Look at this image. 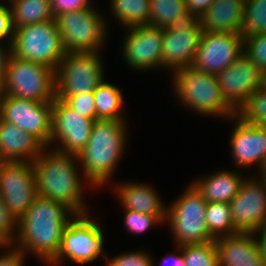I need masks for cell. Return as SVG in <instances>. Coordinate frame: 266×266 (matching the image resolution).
<instances>
[{
    "instance_id": "31",
    "label": "cell",
    "mask_w": 266,
    "mask_h": 266,
    "mask_svg": "<svg viewBox=\"0 0 266 266\" xmlns=\"http://www.w3.org/2000/svg\"><path fill=\"white\" fill-rule=\"evenodd\" d=\"M236 115L245 123L266 126V88L260 87L252 93Z\"/></svg>"
},
{
    "instance_id": "36",
    "label": "cell",
    "mask_w": 266,
    "mask_h": 266,
    "mask_svg": "<svg viewBox=\"0 0 266 266\" xmlns=\"http://www.w3.org/2000/svg\"><path fill=\"white\" fill-rule=\"evenodd\" d=\"M149 253L144 250H134L123 252L114 257H106V266H154V260ZM109 260V261H108Z\"/></svg>"
},
{
    "instance_id": "8",
    "label": "cell",
    "mask_w": 266,
    "mask_h": 266,
    "mask_svg": "<svg viewBox=\"0 0 266 266\" xmlns=\"http://www.w3.org/2000/svg\"><path fill=\"white\" fill-rule=\"evenodd\" d=\"M93 6L55 18L66 53L102 51L109 24Z\"/></svg>"
},
{
    "instance_id": "45",
    "label": "cell",
    "mask_w": 266,
    "mask_h": 266,
    "mask_svg": "<svg viewBox=\"0 0 266 266\" xmlns=\"http://www.w3.org/2000/svg\"><path fill=\"white\" fill-rule=\"evenodd\" d=\"M260 169V170H259ZM258 174L260 177H257L266 187V164H263L260 168H258Z\"/></svg>"
},
{
    "instance_id": "6",
    "label": "cell",
    "mask_w": 266,
    "mask_h": 266,
    "mask_svg": "<svg viewBox=\"0 0 266 266\" xmlns=\"http://www.w3.org/2000/svg\"><path fill=\"white\" fill-rule=\"evenodd\" d=\"M207 202L193 183L171 205L167 206L166 221L174 243L178 246L210 242L215 238L206 223Z\"/></svg>"
},
{
    "instance_id": "28",
    "label": "cell",
    "mask_w": 266,
    "mask_h": 266,
    "mask_svg": "<svg viewBox=\"0 0 266 266\" xmlns=\"http://www.w3.org/2000/svg\"><path fill=\"white\" fill-rule=\"evenodd\" d=\"M111 14L122 27L149 24L150 0H111Z\"/></svg>"
},
{
    "instance_id": "5",
    "label": "cell",
    "mask_w": 266,
    "mask_h": 266,
    "mask_svg": "<svg viewBox=\"0 0 266 266\" xmlns=\"http://www.w3.org/2000/svg\"><path fill=\"white\" fill-rule=\"evenodd\" d=\"M55 77V70L52 67L21 59L12 54L0 83V95H12L38 102H53L56 98Z\"/></svg>"
},
{
    "instance_id": "23",
    "label": "cell",
    "mask_w": 266,
    "mask_h": 266,
    "mask_svg": "<svg viewBox=\"0 0 266 266\" xmlns=\"http://www.w3.org/2000/svg\"><path fill=\"white\" fill-rule=\"evenodd\" d=\"M245 0H214L199 19L204 32L241 33Z\"/></svg>"
},
{
    "instance_id": "9",
    "label": "cell",
    "mask_w": 266,
    "mask_h": 266,
    "mask_svg": "<svg viewBox=\"0 0 266 266\" xmlns=\"http://www.w3.org/2000/svg\"><path fill=\"white\" fill-rule=\"evenodd\" d=\"M65 53L56 20L14 29L12 54L18 58L45 64L56 71Z\"/></svg>"
},
{
    "instance_id": "11",
    "label": "cell",
    "mask_w": 266,
    "mask_h": 266,
    "mask_svg": "<svg viewBox=\"0 0 266 266\" xmlns=\"http://www.w3.org/2000/svg\"><path fill=\"white\" fill-rule=\"evenodd\" d=\"M52 103L0 95V119L31 134L50 149Z\"/></svg>"
},
{
    "instance_id": "25",
    "label": "cell",
    "mask_w": 266,
    "mask_h": 266,
    "mask_svg": "<svg viewBox=\"0 0 266 266\" xmlns=\"http://www.w3.org/2000/svg\"><path fill=\"white\" fill-rule=\"evenodd\" d=\"M13 28L55 20L50 0H15L8 6Z\"/></svg>"
},
{
    "instance_id": "21",
    "label": "cell",
    "mask_w": 266,
    "mask_h": 266,
    "mask_svg": "<svg viewBox=\"0 0 266 266\" xmlns=\"http://www.w3.org/2000/svg\"><path fill=\"white\" fill-rule=\"evenodd\" d=\"M45 147L31 134L0 119V160L33 162Z\"/></svg>"
},
{
    "instance_id": "10",
    "label": "cell",
    "mask_w": 266,
    "mask_h": 266,
    "mask_svg": "<svg viewBox=\"0 0 266 266\" xmlns=\"http://www.w3.org/2000/svg\"><path fill=\"white\" fill-rule=\"evenodd\" d=\"M99 52L65 53L55 71L57 99L92 92L105 80Z\"/></svg>"
},
{
    "instance_id": "44",
    "label": "cell",
    "mask_w": 266,
    "mask_h": 266,
    "mask_svg": "<svg viewBox=\"0 0 266 266\" xmlns=\"http://www.w3.org/2000/svg\"><path fill=\"white\" fill-rule=\"evenodd\" d=\"M255 234L266 261V223L259 227Z\"/></svg>"
},
{
    "instance_id": "37",
    "label": "cell",
    "mask_w": 266,
    "mask_h": 266,
    "mask_svg": "<svg viewBox=\"0 0 266 266\" xmlns=\"http://www.w3.org/2000/svg\"><path fill=\"white\" fill-rule=\"evenodd\" d=\"M62 100L78 114L96 121V107L93 91L80 95L65 96Z\"/></svg>"
},
{
    "instance_id": "12",
    "label": "cell",
    "mask_w": 266,
    "mask_h": 266,
    "mask_svg": "<svg viewBox=\"0 0 266 266\" xmlns=\"http://www.w3.org/2000/svg\"><path fill=\"white\" fill-rule=\"evenodd\" d=\"M93 122L92 119L78 114L63 100L55 98L51 120L52 150L77 156L89 141Z\"/></svg>"
},
{
    "instance_id": "35",
    "label": "cell",
    "mask_w": 266,
    "mask_h": 266,
    "mask_svg": "<svg viewBox=\"0 0 266 266\" xmlns=\"http://www.w3.org/2000/svg\"><path fill=\"white\" fill-rule=\"evenodd\" d=\"M18 220L0 196V245H13L18 235Z\"/></svg>"
},
{
    "instance_id": "14",
    "label": "cell",
    "mask_w": 266,
    "mask_h": 266,
    "mask_svg": "<svg viewBox=\"0 0 266 266\" xmlns=\"http://www.w3.org/2000/svg\"><path fill=\"white\" fill-rule=\"evenodd\" d=\"M125 29L121 53L129 68L140 73L162 68L164 28L142 25Z\"/></svg>"
},
{
    "instance_id": "38",
    "label": "cell",
    "mask_w": 266,
    "mask_h": 266,
    "mask_svg": "<svg viewBox=\"0 0 266 266\" xmlns=\"http://www.w3.org/2000/svg\"><path fill=\"white\" fill-rule=\"evenodd\" d=\"M52 15L54 18L62 13L87 9L92 6L91 0H50Z\"/></svg>"
},
{
    "instance_id": "13",
    "label": "cell",
    "mask_w": 266,
    "mask_h": 266,
    "mask_svg": "<svg viewBox=\"0 0 266 266\" xmlns=\"http://www.w3.org/2000/svg\"><path fill=\"white\" fill-rule=\"evenodd\" d=\"M0 196L20 219L38 196L32 162H0Z\"/></svg>"
},
{
    "instance_id": "30",
    "label": "cell",
    "mask_w": 266,
    "mask_h": 266,
    "mask_svg": "<svg viewBox=\"0 0 266 266\" xmlns=\"http://www.w3.org/2000/svg\"><path fill=\"white\" fill-rule=\"evenodd\" d=\"M266 33V0H245L241 34Z\"/></svg>"
},
{
    "instance_id": "40",
    "label": "cell",
    "mask_w": 266,
    "mask_h": 266,
    "mask_svg": "<svg viewBox=\"0 0 266 266\" xmlns=\"http://www.w3.org/2000/svg\"><path fill=\"white\" fill-rule=\"evenodd\" d=\"M0 247V250L2 248L8 249L6 253L0 255V266H25L24 260L27 256L24 252L13 245H0Z\"/></svg>"
},
{
    "instance_id": "20",
    "label": "cell",
    "mask_w": 266,
    "mask_h": 266,
    "mask_svg": "<svg viewBox=\"0 0 266 266\" xmlns=\"http://www.w3.org/2000/svg\"><path fill=\"white\" fill-rule=\"evenodd\" d=\"M218 266H266L255 233L239 232L217 237Z\"/></svg>"
},
{
    "instance_id": "42",
    "label": "cell",
    "mask_w": 266,
    "mask_h": 266,
    "mask_svg": "<svg viewBox=\"0 0 266 266\" xmlns=\"http://www.w3.org/2000/svg\"><path fill=\"white\" fill-rule=\"evenodd\" d=\"M2 42L3 41L0 40V83L5 76L10 57L12 56V44H8L6 47V45L3 46Z\"/></svg>"
},
{
    "instance_id": "46",
    "label": "cell",
    "mask_w": 266,
    "mask_h": 266,
    "mask_svg": "<svg viewBox=\"0 0 266 266\" xmlns=\"http://www.w3.org/2000/svg\"><path fill=\"white\" fill-rule=\"evenodd\" d=\"M262 87L266 88V70L262 72Z\"/></svg>"
},
{
    "instance_id": "32",
    "label": "cell",
    "mask_w": 266,
    "mask_h": 266,
    "mask_svg": "<svg viewBox=\"0 0 266 266\" xmlns=\"http://www.w3.org/2000/svg\"><path fill=\"white\" fill-rule=\"evenodd\" d=\"M186 266H218L215 240L182 246Z\"/></svg>"
},
{
    "instance_id": "18",
    "label": "cell",
    "mask_w": 266,
    "mask_h": 266,
    "mask_svg": "<svg viewBox=\"0 0 266 266\" xmlns=\"http://www.w3.org/2000/svg\"><path fill=\"white\" fill-rule=\"evenodd\" d=\"M215 76L225 101L236 112L252 93L262 87L261 69L244 52Z\"/></svg>"
},
{
    "instance_id": "16",
    "label": "cell",
    "mask_w": 266,
    "mask_h": 266,
    "mask_svg": "<svg viewBox=\"0 0 266 266\" xmlns=\"http://www.w3.org/2000/svg\"><path fill=\"white\" fill-rule=\"evenodd\" d=\"M229 204L238 232L255 233L266 223V187L257 175L245 177Z\"/></svg>"
},
{
    "instance_id": "2",
    "label": "cell",
    "mask_w": 266,
    "mask_h": 266,
    "mask_svg": "<svg viewBox=\"0 0 266 266\" xmlns=\"http://www.w3.org/2000/svg\"><path fill=\"white\" fill-rule=\"evenodd\" d=\"M50 149L45 148L32 162L38 195L67 205L77 215L90 214L85 204L83 180L89 182L78 170L77 156Z\"/></svg>"
},
{
    "instance_id": "39",
    "label": "cell",
    "mask_w": 266,
    "mask_h": 266,
    "mask_svg": "<svg viewBox=\"0 0 266 266\" xmlns=\"http://www.w3.org/2000/svg\"><path fill=\"white\" fill-rule=\"evenodd\" d=\"M14 37V28L12 24L11 11L8 5L0 3V40H7L12 44Z\"/></svg>"
},
{
    "instance_id": "1",
    "label": "cell",
    "mask_w": 266,
    "mask_h": 266,
    "mask_svg": "<svg viewBox=\"0 0 266 266\" xmlns=\"http://www.w3.org/2000/svg\"><path fill=\"white\" fill-rule=\"evenodd\" d=\"M75 216L67 205L38 195L18 220L13 246L48 264L58 253L63 231Z\"/></svg>"
},
{
    "instance_id": "3",
    "label": "cell",
    "mask_w": 266,
    "mask_h": 266,
    "mask_svg": "<svg viewBox=\"0 0 266 266\" xmlns=\"http://www.w3.org/2000/svg\"><path fill=\"white\" fill-rule=\"evenodd\" d=\"M125 119L96 120L89 141L77 155L86 180L93 188L106 186L119 165L128 141Z\"/></svg>"
},
{
    "instance_id": "19",
    "label": "cell",
    "mask_w": 266,
    "mask_h": 266,
    "mask_svg": "<svg viewBox=\"0 0 266 266\" xmlns=\"http://www.w3.org/2000/svg\"><path fill=\"white\" fill-rule=\"evenodd\" d=\"M230 120L235 121L229 142L235 167L243 170L256 165L260 168L266 160V126L245 123L236 114Z\"/></svg>"
},
{
    "instance_id": "47",
    "label": "cell",
    "mask_w": 266,
    "mask_h": 266,
    "mask_svg": "<svg viewBox=\"0 0 266 266\" xmlns=\"http://www.w3.org/2000/svg\"><path fill=\"white\" fill-rule=\"evenodd\" d=\"M13 1H15V0H7V2H5V3H8V2H9V4H10V3H12Z\"/></svg>"
},
{
    "instance_id": "17",
    "label": "cell",
    "mask_w": 266,
    "mask_h": 266,
    "mask_svg": "<svg viewBox=\"0 0 266 266\" xmlns=\"http://www.w3.org/2000/svg\"><path fill=\"white\" fill-rule=\"evenodd\" d=\"M203 32L197 19L165 27L161 55L162 69L167 68V70L175 72L185 67H191Z\"/></svg>"
},
{
    "instance_id": "15",
    "label": "cell",
    "mask_w": 266,
    "mask_h": 266,
    "mask_svg": "<svg viewBox=\"0 0 266 266\" xmlns=\"http://www.w3.org/2000/svg\"><path fill=\"white\" fill-rule=\"evenodd\" d=\"M242 53L241 33L203 32L191 67L217 75L233 64Z\"/></svg>"
},
{
    "instance_id": "24",
    "label": "cell",
    "mask_w": 266,
    "mask_h": 266,
    "mask_svg": "<svg viewBox=\"0 0 266 266\" xmlns=\"http://www.w3.org/2000/svg\"><path fill=\"white\" fill-rule=\"evenodd\" d=\"M246 176L238 174L234 169L218 170L199 178L192 182L195 187L201 192L204 200L207 203L225 202L229 203L238 193L240 185Z\"/></svg>"
},
{
    "instance_id": "34",
    "label": "cell",
    "mask_w": 266,
    "mask_h": 266,
    "mask_svg": "<svg viewBox=\"0 0 266 266\" xmlns=\"http://www.w3.org/2000/svg\"><path fill=\"white\" fill-rule=\"evenodd\" d=\"M243 52L262 72L266 70V33L243 36Z\"/></svg>"
},
{
    "instance_id": "27",
    "label": "cell",
    "mask_w": 266,
    "mask_h": 266,
    "mask_svg": "<svg viewBox=\"0 0 266 266\" xmlns=\"http://www.w3.org/2000/svg\"><path fill=\"white\" fill-rule=\"evenodd\" d=\"M96 107V120L126 119L123 110V93L105 80L93 91Z\"/></svg>"
},
{
    "instance_id": "29",
    "label": "cell",
    "mask_w": 266,
    "mask_h": 266,
    "mask_svg": "<svg viewBox=\"0 0 266 266\" xmlns=\"http://www.w3.org/2000/svg\"><path fill=\"white\" fill-rule=\"evenodd\" d=\"M205 217L208 231L215 239L239 233L234 226L229 203H207Z\"/></svg>"
},
{
    "instance_id": "43",
    "label": "cell",
    "mask_w": 266,
    "mask_h": 266,
    "mask_svg": "<svg viewBox=\"0 0 266 266\" xmlns=\"http://www.w3.org/2000/svg\"><path fill=\"white\" fill-rule=\"evenodd\" d=\"M176 246H177L176 251L180 252V253L176 252L174 254H170L168 252L161 261L166 264L169 262V260H171L170 266H186L185 259H184L183 254H182V246H178V245H176ZM163 263H161V264H163ZM162 266H164V265H162Z\"/></svg>"
},
{
    "instance_id": "7",
    "label": "cell",
    "mask_w": 266,
    "mask_h": 266,
    "mask_svg": "<svg viewBox=\"0 0 266 266\" xmlns=\"http://www.w3.org/2000/svg\"><path fill=\"white\" fill-rule=\"evenodd\" d=\"M89 214L77 215L63 231L60 248L49 266H60L68 261L84 265L108 256L104 252V231ZM104 252V253H103Z\"/></svg>"
},
{
    "instance_id": "4",
    "label": "cell",
    "mask_w": 266,
    "mask_h": 266,
    "mask_svg": "<svg viewBox=\"0 0 266 266\" xmlns=\"http://www.w3.org/2000/svg\"><path fill=\"white\" fill-rule=\"evenodd\" d=\"M172 74V87L184 107L206 116L230 119L236 111L225 101L216 76L192 67L179 69Z\"/></svg>"
},
{
    "instance_id": "22",
    "label": "cell",
    "mask_w": 266,
    "mask_h": 266,
    "mask_svg": "<svg viewBox=\"0 0 266 266\" xmlns=\"http://www.w3.org/2000/svg\"><path fill=\"white\" fill-rule=\"evenodd\" d=\"M124 210H133L143 214L156 215L162 222L166 221L167 206L159 192L146 183L123 182L113 189Z\"/></svg>"
},
{
    "instance_id": "33",
    "label": "cell",
    "mask_w": 266,
    "mask_h": 266,
    "mask_svg": "<svg viewBox=\"0 0 266 266\" xmlns=\"http://www.w3.org/2000/svg\"><path fill=\"white\" fill-rule=\"evenodd\" d=\"M124 227L132 234H144L152 227L163 224V222L153 214H143L133 210L124 211Z\"/></svg>"
},
{
    "instance_id": "41",
    "label": "cell",
    "mask_w": 266,
    "mask_h": 266,
    "mask_svg": "<svg viewBox=\"0 0 266 266\" xmlns=\"http://www.w3.org/2000/svg\"><path fill=\"white\" fill-rule=\"evenodd\" d=\"M214 0H185L187 12L192 19L199 20Z\"/></svg>"
},
{
    "instance_id": "26",
    "label": "cell",
    "mask_w": 266,
    "mask_h": 266,
    "mask_svg": "<svg viewBox=\"0 0 266 266\" xmlns=\"http://www.w3.org/2000/svg\"><path fill=\"white\" fill-rule=\"evenodd\" d=\"M150 3L149 26L165 28L192 20L185 0H150Z\"/></svg>"
}]
</instances>
